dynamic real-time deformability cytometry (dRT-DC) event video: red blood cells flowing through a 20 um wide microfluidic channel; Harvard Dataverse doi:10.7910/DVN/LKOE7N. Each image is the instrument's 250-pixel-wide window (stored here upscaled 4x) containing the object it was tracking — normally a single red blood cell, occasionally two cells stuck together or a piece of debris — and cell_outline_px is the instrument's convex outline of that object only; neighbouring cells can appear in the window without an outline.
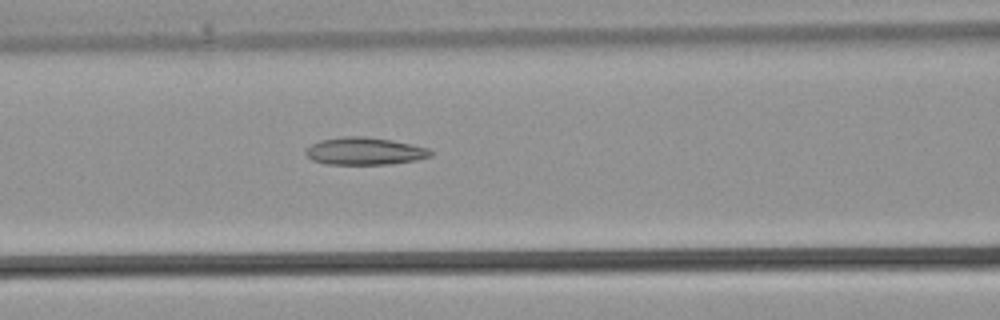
{"species": "common noctule bat (a hibernating species)", "species_latin": "Nyctalus noctula", "temperature_condition": "warm", "stored_images_in_passage": 25, "camera_frame_rate_fps": 3000, "um_per_image_px": 0.085, "animal": {"sex": "male", "body_mass_g": 21.5, "forearm_length_mm": 52.0}, "frame": {"image": 1, "passage_image": 11, "time_ms": 3.333, "image_size_px": [1000, 320], "cell_outline_px": [[432, 156], [416, 160], [392, 164], [324, 164], [312, 160], [304, 152], [312, 144], [320, 140], [344, 136], [364, 136], [392, 140], [412, 144], [428, 148], [432, 152]], "centroid_in_image_um": [31.01, 12.85], "position_along_channel_um": 135.6, "area_um2": 20.0}}
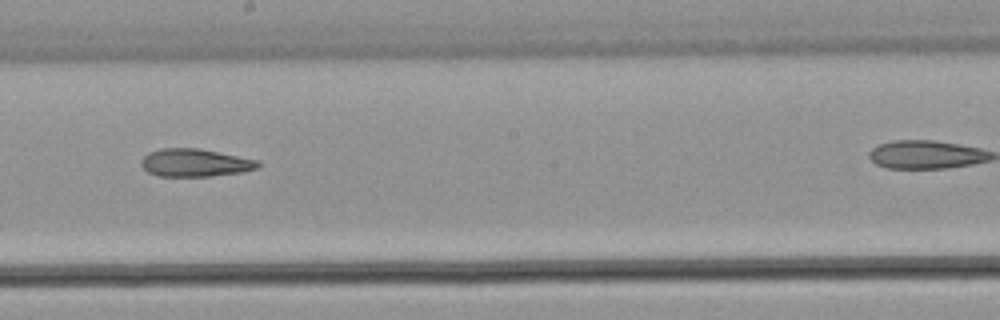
{"frame": {"image": 2, "passage_image": 16, "time_ms": 5.0, "image_size_px": [1000, 320], "cell_outline_px": [[260, 164], [256, 168], [244, 172], [212, 176], [156, 176], [148, 172], [140, 164], [140, 160], [148, 152], [160, 148], [200, 148], [260, 160]], "centroid_in_image_um": [16.57, 13.83], "position_along_channel_um": 231.6, "area_um2": 19.19}}
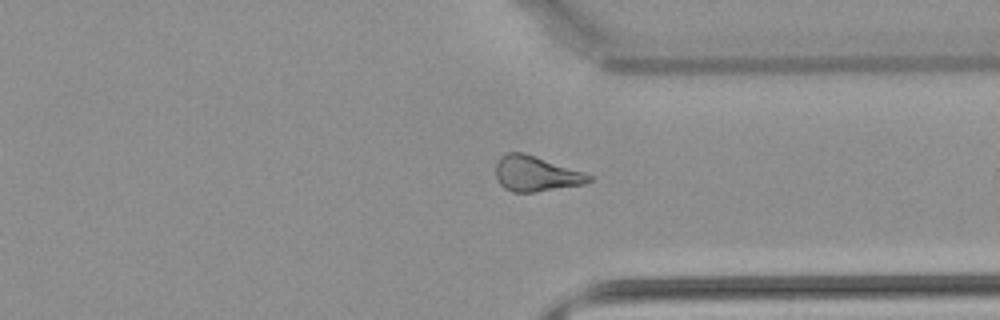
{"frame": {"image": 3, "passage_image": 23, "time_ms": 7.333, "image_size_px": [1000, 320], "cell_outline_px": [[592, 180], [584, 184], [532, 192], [512, 192], [504, 188], [500, 184], [496, 176], [496, 164], [500, 156], [508, 152], [520, 152], [592, 176]], "centroid_in_image_um": [45.47, 14.79], "position_along_channel_um": 365.9, "area_um2": 18.44}}